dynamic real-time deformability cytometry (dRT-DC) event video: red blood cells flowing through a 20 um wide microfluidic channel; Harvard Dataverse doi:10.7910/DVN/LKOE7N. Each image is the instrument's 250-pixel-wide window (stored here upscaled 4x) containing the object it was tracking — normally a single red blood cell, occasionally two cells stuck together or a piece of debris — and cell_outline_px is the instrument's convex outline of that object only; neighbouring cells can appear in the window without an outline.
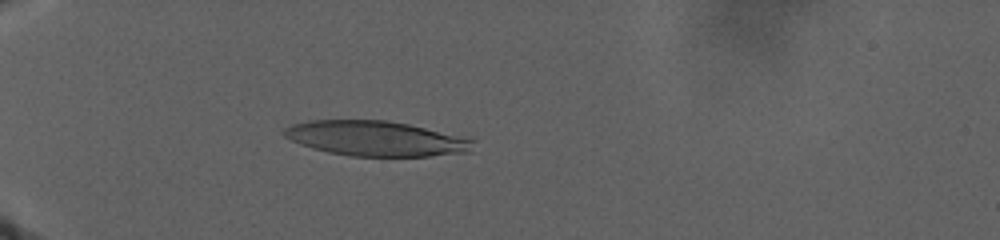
{"species": "human", "species_latin": "Homo sapiens", "temperature_condition": "warm", "stored_images_in_passage": 58, "camera_frame_rate_fps": 3000, "um_per_image_px": 0.085, "donor": {"sex": "male"}, "frame": {"image": 1, "passage_image": 6, "time_ms": 3.0, "image_size_px": [1000, 240], "cell_outline_px": [[476, 140], [468, 152], [428, 156], [348, 156], [328, 152], [312, 148], [300, 144], [284, 136], [280, 132], [284, 128], [292, 124], [308, 120], [388, 120], [472, 136]], "centroid_in_image_um": [32.01, 11.76], "position_along_channel_um": 53.0, "area_um2": 39.25}}
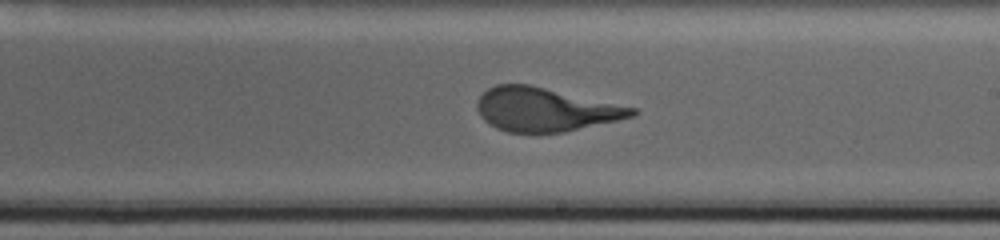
{"frame": {"image": 2, "passage_image": 36, "time_ms": 14.0, "image_size_px": [1000, 240], "cell_outline_px": [[640, 112], [632, 116], [616, 120], [564, 132], [536, 136], [508, 132], [496, 128], [488, 124], [480, 116], [476, 108], [476, 104], [480, 96], [488, 88], [496, 84], [528, 84], [640, 108]], "centroid_in_image_um": [46.33, 9.34], "position_along_channel_um": 242.7, "area_um2": 40.23}}
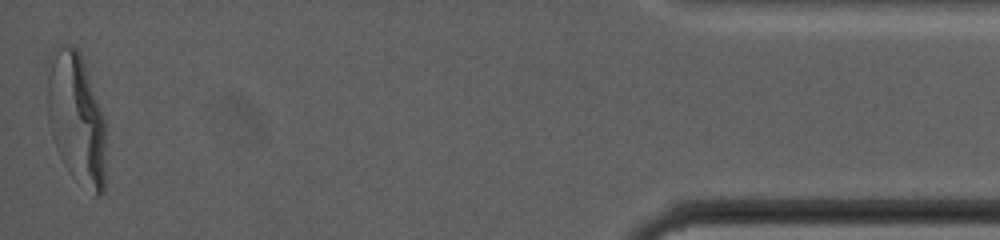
{"frame": {"image": 3, "passage_image": 58, "time_ms": 26.333, "image_size_px": [1000, 240], "cell_outline_px": [[104, 192], [100, 196], [92, 196], [72, 176], [64, 164], [56, 148], [52, 136], [48, 120], [44, 68], [48, 56], [52, 48], [56, 44], [72, 44], [80, 52], [104, 120]], "centroid_in_image_um": [6.4, 9.98], "position_along_channel_um": 428.8, "area_um2": 45.78}}